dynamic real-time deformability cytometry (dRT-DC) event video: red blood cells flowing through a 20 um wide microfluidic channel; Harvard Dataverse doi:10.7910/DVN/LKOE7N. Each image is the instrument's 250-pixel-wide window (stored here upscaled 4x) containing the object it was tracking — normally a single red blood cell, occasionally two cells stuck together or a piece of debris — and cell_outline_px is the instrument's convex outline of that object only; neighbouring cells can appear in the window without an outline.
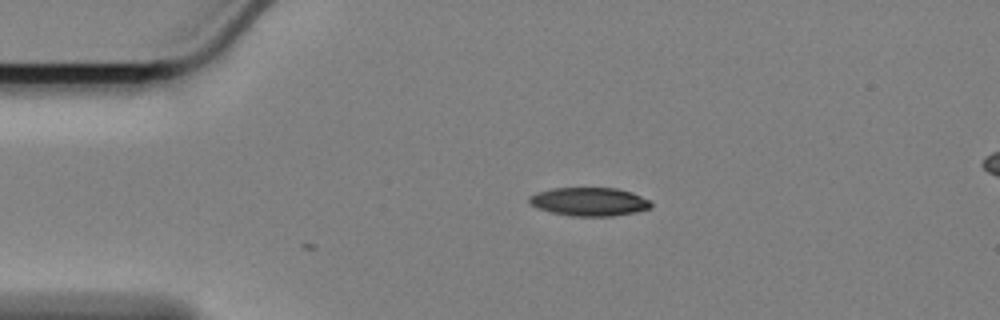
{"species": "Egyptian fruit bat (a non-hibernating species)", "species_latin": "Rousettus aegyptiacus", "temperature_condition": "cold", "stored_images_in_passage": 3, "camera_frame_rate_fps": 3000, "um_per_image_px": 0.085, "animal": {"sex": "female"}, "frame": {"image": 1, "passage_image": 3, "time_ms": 0.667, "image_size_px": [1000, 320], "cell_outline_px": [[652, 208], [636, 212], [612, 216], [572, 216], [552, 212], [540, 208], [532, 204], [528, 200], [528, 196], [536, 192], [552, 188], [616, 188], [632, 192], [648, 200], [652, 204]], "centroid_in_image_um": [50.1, 17.14], "position_along_channel_um": 34.9, "area_um2": 20.11}}